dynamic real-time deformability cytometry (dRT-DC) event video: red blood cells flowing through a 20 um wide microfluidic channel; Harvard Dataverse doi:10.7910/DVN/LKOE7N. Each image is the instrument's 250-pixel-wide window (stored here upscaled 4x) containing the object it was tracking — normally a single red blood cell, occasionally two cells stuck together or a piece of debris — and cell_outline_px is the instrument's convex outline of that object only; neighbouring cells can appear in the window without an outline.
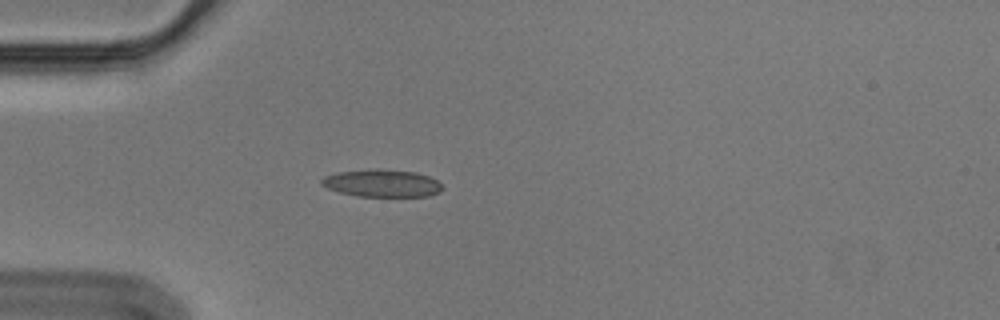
{"species": "Egyptian fruit bat (a non-hibernating species)", "species_latin": "Rousettus aegyptiacus", "temperature_condition": "cold", "stored_images_in_passage": 41, "camera_frame_rate_fps": 3000, "um_per_image_px": 0.085, "animal": {"sex": "male"}, "frame": {"image": 1, "passage_image": 1, "time_ms": 0.0, "image_size_px": [1000, 320], "cell_outline_px": [[444, 188], [440, 192], [428, 196], [356, 196], [340, 192], [328, 188], [320, 184], [320, 180], [324, 176], [336, 172], [376, 168], [416, 172], [428, 176], [436, 180]], "centroid_in_image_um": [32.45, 15.56], "position_along_channel_um": 52.6, "area_um2": 19.42}}
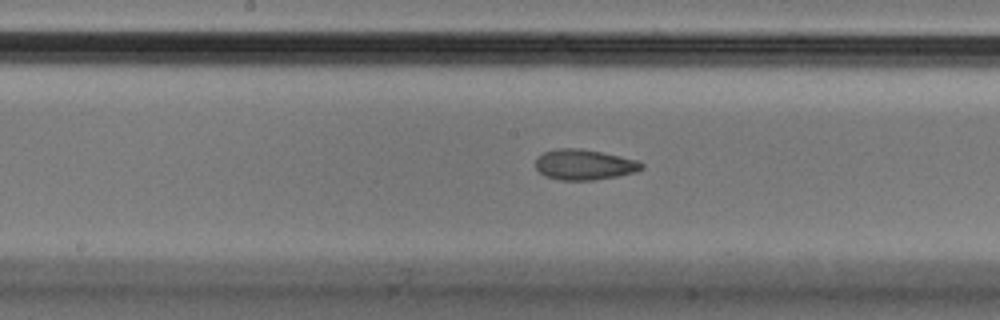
{"frame": {"image": 2, "passage_image": 14, "time_ms": 4.333, "image_size_px": [1000, 320], "cell_outline_px": [[644, 168], [636, 172], [596, 180], [560, 180], [544, 176], [536, 168], [536, 160], [544, 152], [556, 148], [580, 148], [620, 156], [636, 160], [644, 164]], "centroid_in_image_um": [49.66, 14.0], "position_along_channel_um": 198.5, "area_um2": 18.79}}
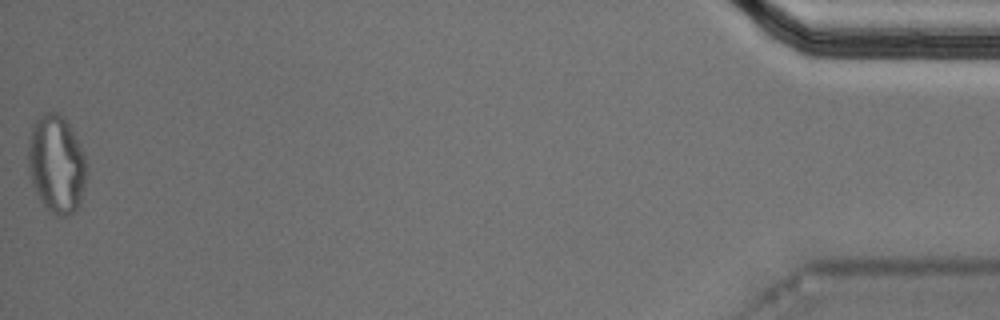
{"frame": {"image": 3, "passage_image": 41, "time_ms": 13.333, "image_size_px": [1000, 320], "cell_outline_px": [[84, 184], [80, 204], [68, 216], [56, 216], [48, 212], [44, 208], [32, 184], [28, 168], [28, 144], [32, 124], [44, 112], [56, 112], [68, 124], [80, 144], [84, 152]], "centroid_in_image_um": [4.76, 13.98], "position_along_channel_um": 430.4, "area_um2": 33.12}, "authors_computed_cell_mechanics": {"area_um2": 19.4208, "velocity_mm_per_s": 3.5804, "shape_relaxation_time_tau1_ms": null, "shape_relaxation_time_tau2_ms": 2.4201, "deformation_change_tau1": null, "deformation_change_tau2": 0.0897}}